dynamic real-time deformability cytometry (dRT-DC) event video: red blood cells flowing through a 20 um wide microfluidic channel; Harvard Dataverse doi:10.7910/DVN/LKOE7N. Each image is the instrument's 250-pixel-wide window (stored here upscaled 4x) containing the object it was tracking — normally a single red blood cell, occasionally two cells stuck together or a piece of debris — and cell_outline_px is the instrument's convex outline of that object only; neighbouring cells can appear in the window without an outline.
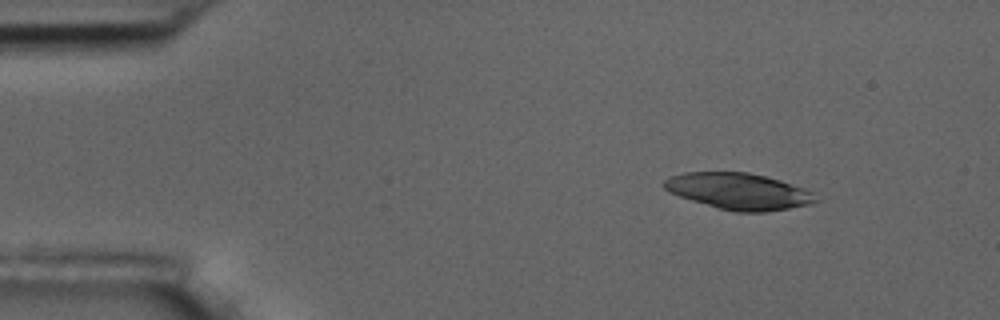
{"species": "common noctule bat (a hibernating species)", "species_latin": "Nyctalus noctula", "temperature_condition": "room temperature", "stored_images_in_passage": 3, "camera_frame_rate_fps": 3000, "um_per_image_px": 0.085, "animal": {"sex": "male", "body_mass_g": 17.5, "forearm_length_mm": 52.3}, "frame": {"image": 1, "passage_image": 1, "time_ms": 0.0, "image_size_px": [1000, 320], "cell_outline_px": [[820, 200], [812, 204], [768, 212], [736, 212], [716, 208], [668, 192], [660, 184], [668, 176], [684, 172], [748, 172], [768, 176], [804, 188], [812, 192]], "centroid_in_image_um": [62.78, 16.26], "position_along_channel_um": 22.2, "area_um2": 32.54}}